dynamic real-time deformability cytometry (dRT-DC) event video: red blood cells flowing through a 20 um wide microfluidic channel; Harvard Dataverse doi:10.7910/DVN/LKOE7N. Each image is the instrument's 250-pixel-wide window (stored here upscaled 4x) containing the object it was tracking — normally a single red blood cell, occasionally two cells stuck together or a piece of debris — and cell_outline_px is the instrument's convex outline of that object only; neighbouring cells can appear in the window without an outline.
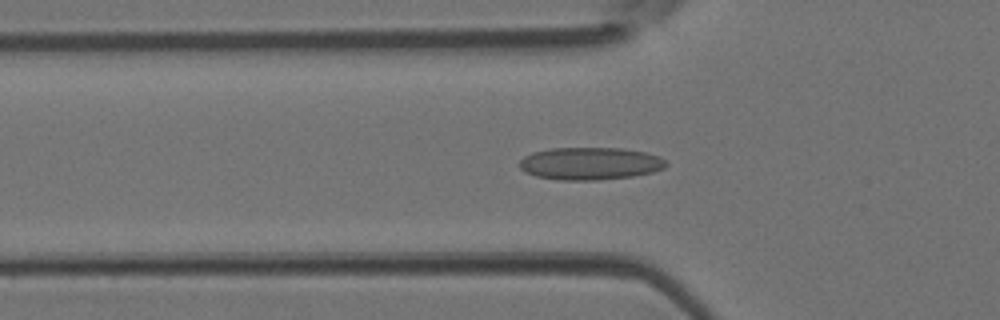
{"species": "Egyptian fruit bat (a non-hibernating species)", "species_latin": "Rousettus aegyptiacus", "temperature_condition": "room temperature", "stored_images_in_passage": 45, "camera_frame_rate_fps": 3000, "um_per_image_px": 0.085, "animal": {"sex": "female"}, "frame": {"image": 1, "passage_image": 15, "time_ms": 4.667, "image_size_px": [1000, 320], "cell_outline_px": [[668, 164], [664, 168], [652, 172], [632, 176], [600, 180], [560, 180], [536, 176], [524, 172], [520, 168], [520, 160], [524, 156], [532, 152], [548, 148], [620, 148], [644, 152], [660, 156]], "centroid_in_image_um": [50.14, 13.9], "position_along_channel_um": 75.7, "area_um2": 27.86}}
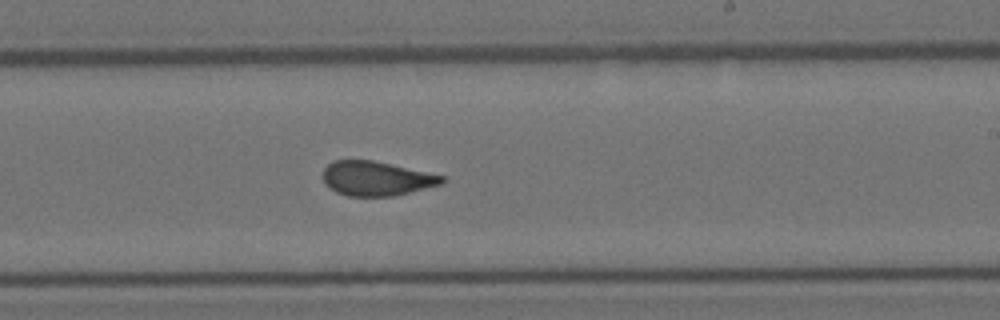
{"frame": {"image": 2, "passage_image": 27, "time_ms": 8.667, "image_size_px": [1000, 320], "cell_outline_px": [[448, 180], [440, 184], [392, 196], [348, 196], [336, 192], [324, 184], [324, 168], [332, 160], [372, 160], [444, 176]], "centroid_in_image_um": [31.95, 15.17], "position_along_channel_um": 257.0, "area_um2": 23.58}}
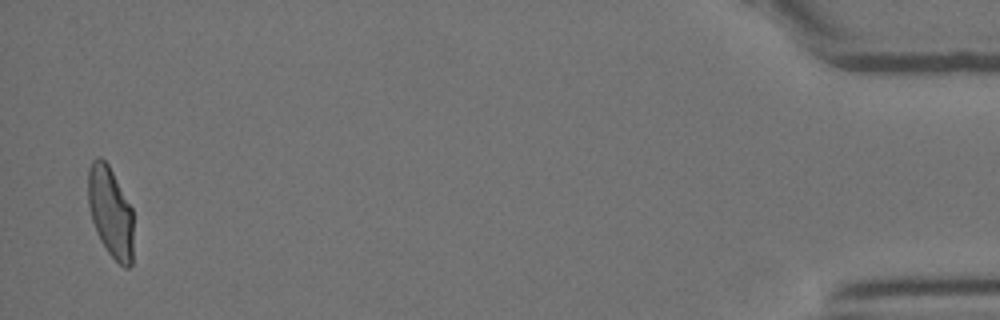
{"frame": {"image": 3, "passage_image": 44, "time_ms": 14.333, "image_size_px": [1000, 320], "cell_outline_px": [[132, 264], [128, 268], [124, 268], [108, 252], [100, 240], [96, 232], [92, 220], [88, 204], [88, 168], [92, 160], [96, 156], [100, 156], [108, 164], [132, 208]], "centroid_in_image_um": [9.37, 18.0], "position_along_channel_um": 425.8, "area_um2": 23.87}}